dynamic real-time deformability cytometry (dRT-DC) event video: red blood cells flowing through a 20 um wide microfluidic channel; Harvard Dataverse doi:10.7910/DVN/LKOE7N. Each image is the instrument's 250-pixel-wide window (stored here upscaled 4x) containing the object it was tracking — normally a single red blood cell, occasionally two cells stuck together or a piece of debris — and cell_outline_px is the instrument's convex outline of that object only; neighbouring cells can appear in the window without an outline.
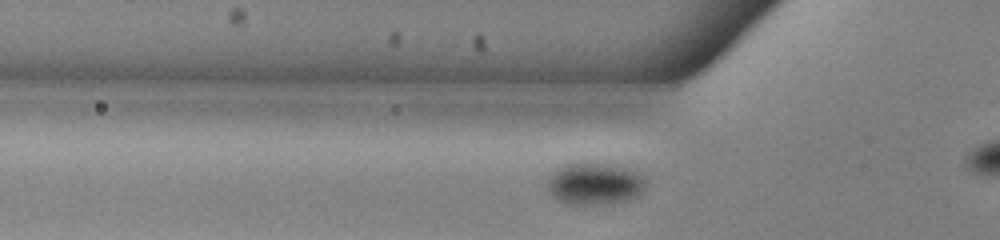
{"species": "common noctule bat (a hibernating species)", "species_latin": "Nyctalus noctula", "temperature_condition": "warm", "stored_images_in_passage": 22, "camera_frame_rate_fps": 3000, "um_per_image_px": 0.085, "animal": {"sex": "male", "body_mass_g": 13.0, "forearm_length_mm": 53.1}, "frame": {"image": 1, "passage_image": 3, "time_ms": 0.667, "image_size_px": [1000, 240], "cell_outline_px": [[644, 188], [636, 196], [628, 200], [596, 204], [568, 204], [552, 196], [548, 188], [548, 176], [556, 168], [572, 160], [596, 160], [624, 164], [640, 172], [644, 180]], "centroid_in_image_um": [50.54, 15.5], "position_along_channel_um": 75.3, "area_um2": 25.26}}
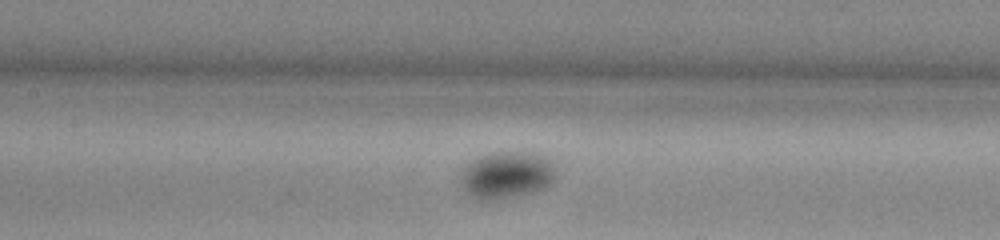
{"frame": {"image": 2, "passage_image": 10, "time_ms": 3.0, "image_size_px": [1000, 240], "cell_outline_px": [[556, 180], [552, 184], [544, 188], [512, 196], [492, 200], [476, 200], [468, 196], [460, 184], [460, 176], [464, 168], [472, 160], [480, 156], [492, 152], [532, 152], [544, 156], [552, 164], [556, 172]], "centroid_in_image_um": [43.04, 14.88], "position_along_channel_um": 164.4, "area_um2": 26.24}}
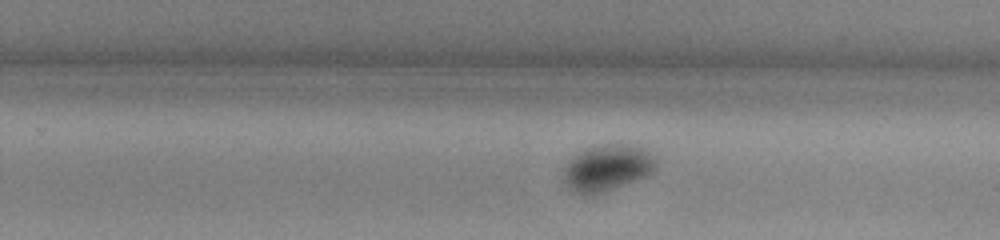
{"frame": {"image": 3, "passage_image": 19, "time_ms": 6.0, "image_size_px": [1000, 240], "cell_outline_px": [[656, 168], [652, 172], [636, 180], [592, 196], [588, 196], [568, 188], [560, 176], [568, 160], [572, 156], [584, 148], [596, 144], [636, 144], [648, 148], [656, 156]], "centroid_in_image_um": [51.61, 14.23], "position_along_channel_um": 278.2, "area_um2": 25.78}}